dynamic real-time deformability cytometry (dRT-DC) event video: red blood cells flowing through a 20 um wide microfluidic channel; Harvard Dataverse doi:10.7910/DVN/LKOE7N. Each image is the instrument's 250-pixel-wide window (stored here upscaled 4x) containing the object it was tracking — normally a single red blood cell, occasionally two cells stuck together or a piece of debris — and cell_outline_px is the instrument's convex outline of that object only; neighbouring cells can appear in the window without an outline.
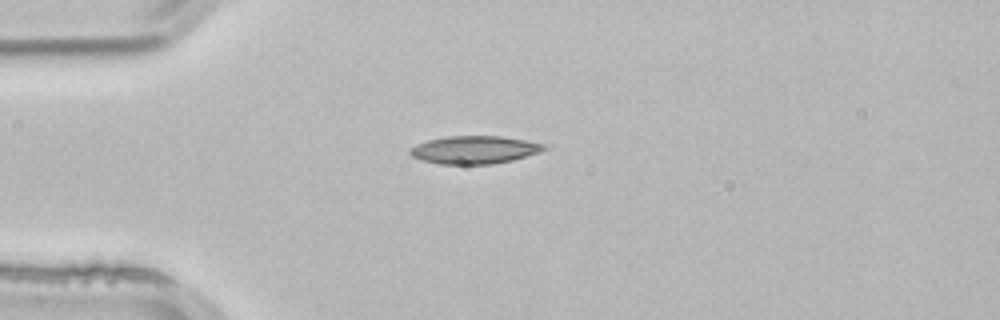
{"species": "common noctule bat (a hibernating species)", "species_latin": "Nyctalus noctula", "temperature_condition": "room temperature", "stored_images_in_passage": 2, "camera_frame_rate_fps": 3000, "um_per_image_px": 0.085, "animal": {"sex": "male", "body_mass_g": 21.5, "forearm_length_mm": 52.0}, "frame": {"image": 1, "passage_image": 1, "time_ms": 0.0, "image_size_px": [1000, 320], "cell_outline_px": [[552, 144], [548, 148], [540, 152], [512, 160], [492, 164], [440, 164], [424, 160], [412, 156], [408, 152], [408, 148], [416, 144], [428, 140], [448, 136], [500, 136]], "centroid_in_image_um": [40.38, 12.72], "position_along_channel_um": 44.6, "area_um2": 21.96}}
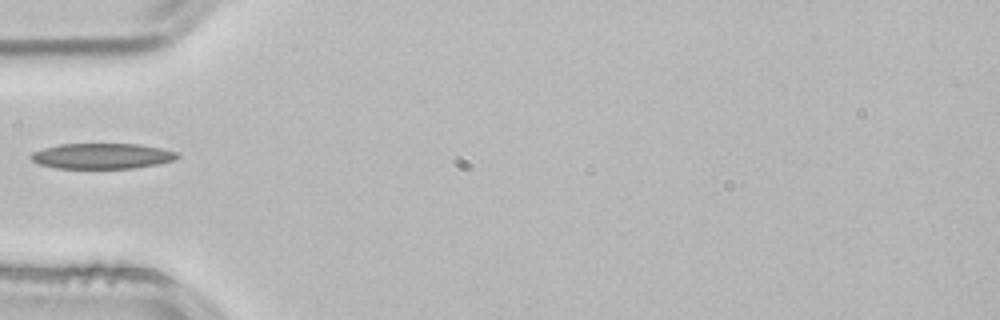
{"frame": {"image": 2, "passage_image": 2, "time_ms": 0.333, "image_size_px": [1000, 320], "cell_outline_px": [[180, 156], [172, 160], [156, 164], [132, 168], [56, 168], [40, 164], [32, 160], [32, 152], [44, 148], [60, 144], [140, 144], [160, 148], [176, 152]], "centroid_in_image_um": [8.67, 13.26], "position_along_channel_um": 76.3, "area_um2": 21.44}}